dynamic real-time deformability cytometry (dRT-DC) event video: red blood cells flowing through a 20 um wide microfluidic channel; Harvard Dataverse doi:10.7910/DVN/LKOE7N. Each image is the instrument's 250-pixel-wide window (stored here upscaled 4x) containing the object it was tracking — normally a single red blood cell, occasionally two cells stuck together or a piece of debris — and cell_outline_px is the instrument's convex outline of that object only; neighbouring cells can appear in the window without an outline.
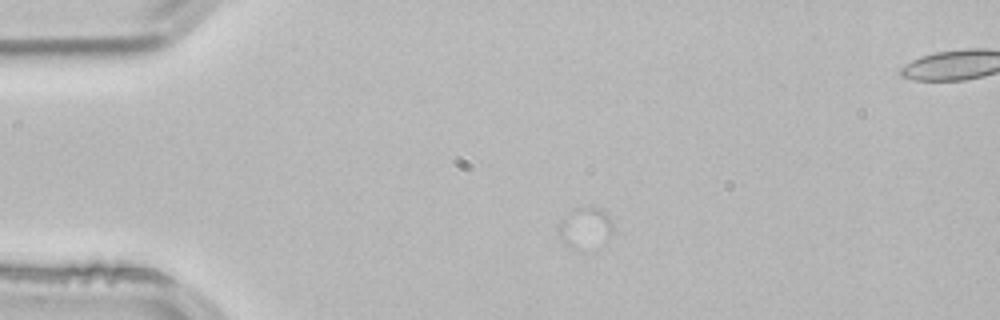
{"species": "common noctule bat (a hibernating species)", "species_latin": "Nyctalus noctula", "temperature_condition": "room temperature", "stored_images_in_passage": 2, "camera_frame_rate_fps": 3000, "um_per_image_px": 0.085, "animal": {"sex": "male", "body_mass_g": 21.5, "forearm_length_mm": 52.0}, "frame": {"image": 1, "passage_image": 1, "time_ms": 0.0, "image_size_px": [1000, 320], "cell_outline_px": [[612, 232], [608, 236], [572, 244], [564, 244], [560, 236], [560, 220], [572, 208], [600, 208], [608, 216], [612, 224]], "centroid_in_image_um": [49.69, 19.16], "position_along_channel_um": 35.3, "area_um2": 10.98}}